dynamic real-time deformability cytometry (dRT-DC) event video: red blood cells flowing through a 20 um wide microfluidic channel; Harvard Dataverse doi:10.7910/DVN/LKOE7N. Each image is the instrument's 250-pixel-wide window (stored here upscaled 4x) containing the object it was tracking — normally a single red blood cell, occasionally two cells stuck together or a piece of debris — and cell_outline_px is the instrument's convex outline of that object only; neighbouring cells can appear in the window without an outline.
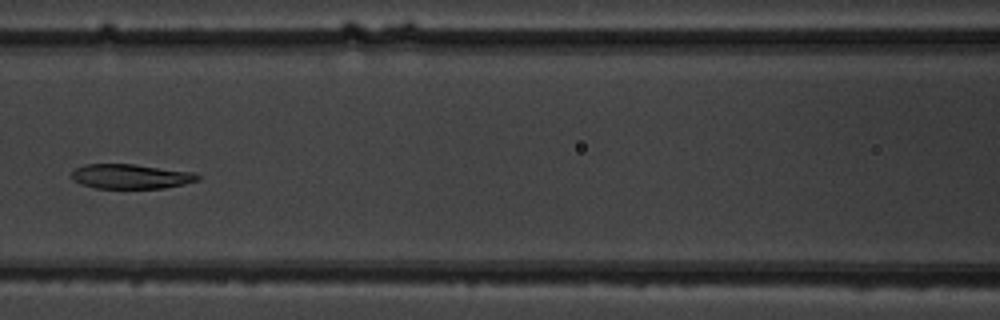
{"species": "common noctule bat (a hibernating species)", "species_latin": "Nyctalus noctula", "temperature_condition": "warm", "stored_images_in_passage": 9, "camera_frame_rate_fps": 3000, "um_per_image_px": 0.085, "animal": {"sex": "male", "body_mass_g": 19.5, "forearm_length_mm": 54.6}, "frame": {"image": 1, "passage_image": 6, "time_ms": 6.0, "image_size_px": [1000, 320], "cell_outline_px": [[200, 180], [184, 184], [164, 188], [96, 188], [80, 184], [72, 180], [72, 172], [76, 168], [84, 164], [132, 164], [196, 172], [200, 176]], "centroid_in_image_um": [11.14, 14.99], "position_along_channel_um": 155.5, "area_um2": 18.21}}
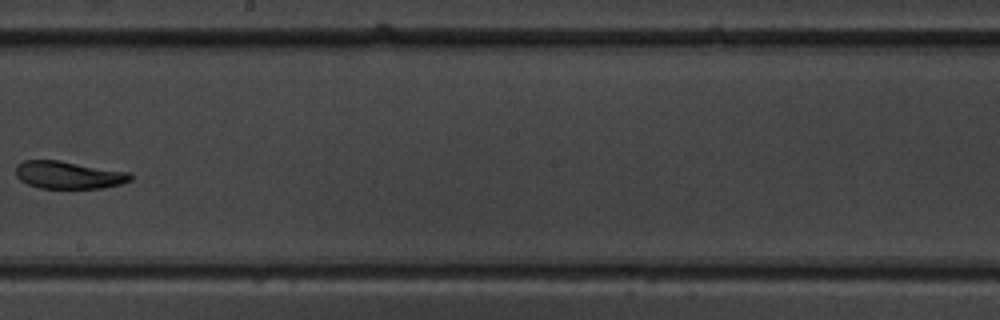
{"frame": {"image": 2, "passage_image": 8, "time_ms": 8.333, "image_size_px": [1000, 320], "cell_outline_px": [[132, 180], [120, 184], [104, 188], [40, 188], [28, 184], [20, 180], [16, 176], [16, 164], [24, 160], [60, 160], [128, 172], [132, 176]], "centroid_in_image_um": [5.81, 14.87], "position_along_channel_um": 242.4, "area_um2": 18.44}}
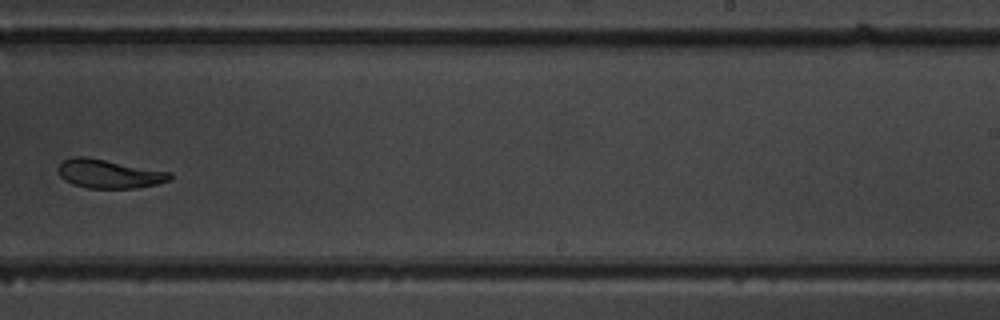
{"frame": {"image": 3, "passage_image": 9, "time_ms": 9.333, "image_size_px": [1000, 320], "cell_outline_px": [[172, 180], [156, 184], [136, 188], [88, 188], [72, 184], [64, 180], [60, 176], [56, 168], [64, 160], [72, 156], [84, 156], [172, 172]], "centroid_in_image_um": [9.26, 14.77], "position_along_channel_um": 279.7, "area_um2": 18.84}}